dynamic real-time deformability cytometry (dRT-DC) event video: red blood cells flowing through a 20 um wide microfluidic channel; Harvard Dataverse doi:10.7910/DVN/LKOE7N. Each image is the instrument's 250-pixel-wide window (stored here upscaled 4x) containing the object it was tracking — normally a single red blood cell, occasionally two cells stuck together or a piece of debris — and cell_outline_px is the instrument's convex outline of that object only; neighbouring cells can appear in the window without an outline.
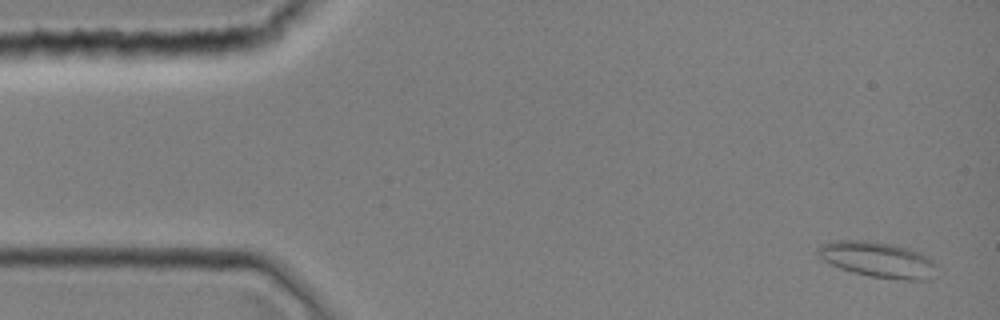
{"species": "common noctule bat (a hibernating species)", "species_latin": "Nyctalus noctula", "temperature_condition": "room temperature", "stored_images_in_passage": 11, "camera_frame_rate_fps": 3000, "um_per_image_px": 0.085, "animal": {"sex": "female", "body_mass_g": 19.0, "forearm_length_mm": 51.5}, "frame": {"image": 1, "passage_image": 2, "time_ms": 0.333, "image_size_px": [1000, 320], "cell_outline_px": [[936, 264], [928, 280], [904, 280], [868, 276], [852, 272], [840, 268], [824, 260], [816, 252], [816, 248], [820, 244], [832, 240], [868, 240], [896, 244], [920, 252], [932, 260]], "centroid_in_image_um": [74.57, 22.04], "position_along_channel_um": 10.4, "area_um2": 24.74}}
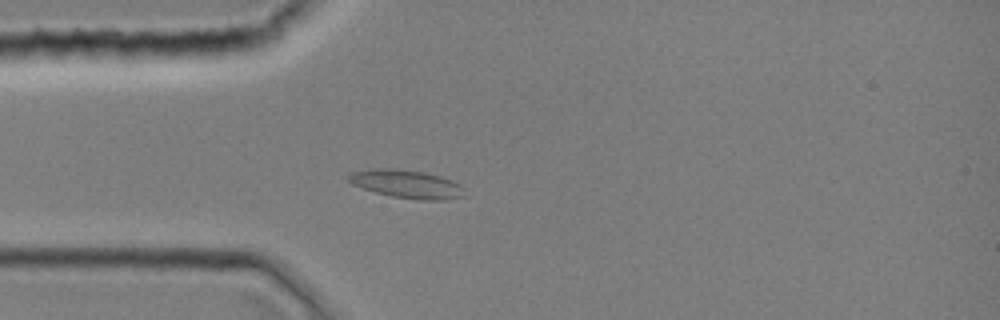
{"frame": {"image": 2, "passage_image": 11, "time_ms": 3.333, "image_size_px": [1000, 320], "cell_outline_px": [[464, 196], [444, 200], [420, 200], [392, 196], [376, 192], [352, 184], [348, 180], [348, 172], [372, 168], [396, 168], [424, 172], [440, 176], [452, 180], [460, 184]], "centroid_in_image_um": [34.54, 15.62], "position_along_channel_um": 50.5, "area_um2": 19.07}}